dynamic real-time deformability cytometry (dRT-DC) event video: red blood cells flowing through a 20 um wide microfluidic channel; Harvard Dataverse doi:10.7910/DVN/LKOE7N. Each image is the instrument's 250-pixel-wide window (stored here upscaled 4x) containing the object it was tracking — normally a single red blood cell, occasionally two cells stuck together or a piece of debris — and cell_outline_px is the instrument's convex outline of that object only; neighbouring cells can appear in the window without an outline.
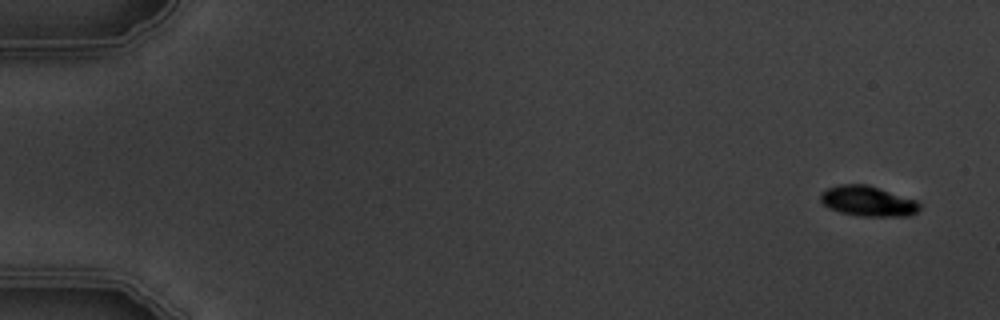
{"species": "common noctule bat (a hibernating species)", "species_latin": "Nyctalus noctula", "temperature_condition": "warm", "stored_images_in_passage": 6, "camera_frame_rate_fps": 3000, "um_per_image_px": 0.085, "animal": {"sex": "male", "body_mass_g": 19.5, "forearm_length_mm": 54.6}, "frame": {"image": 1, "passage_image": 1, "time_ms": 0.0, "image_size_px": [1000, 320], "cell_outline_px": [[920, 208], [916, 212], [908, 216], [860, 216], [840, 212], [828, 208], [820, 200], [820, 196], [828, 188], [840, 184], [868, 184], [916, 200], [920, 204]], "centroid_in_image_um": [73.78, 17.1], "position_along_channel_um": 11.2, "area_um2": 17.4}}
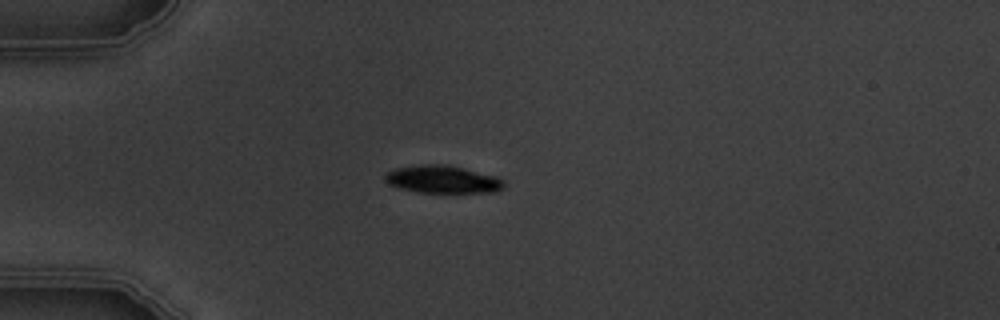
{"frame": {"image": 2, "passage_image": 4, "time_ms": 4.333, "image_size_px": [1000, 320], "cell_outline_px": [[504, 188], [496, 192], [416, 192], [400, 188], [388, 184], [384, 180], [384, 176], [388, 172], [396, 168], [420, 164], [448, 164], [496, 176], [504, 180]], "centroid_in_image_um": [37.62, 15.24], "position_along_channel_um": 47.4, "area_um2": 19.25}}
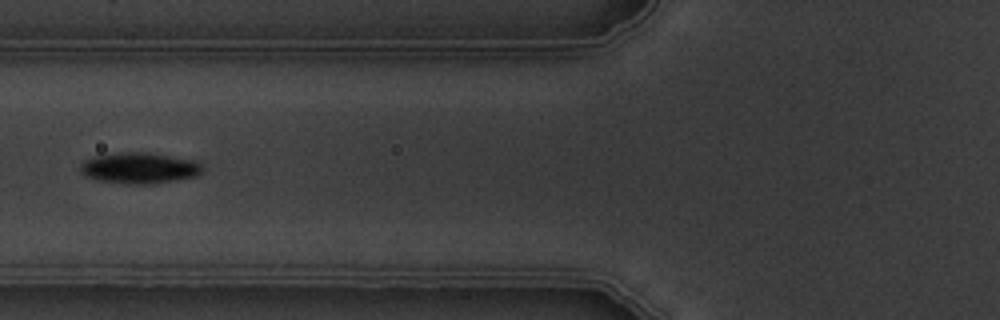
{"frame": {"image": 3, "passage_image": 6, "time_ms": 6.667, "image_size_px": [1000, 320], "cell_outline_px": [[204, 168], [200, 176], [152, 184], [124, 184], [96, 180], [84, 176], [80, 172], [80, 164], [84, 160], [92, 156], [124, 152], [144, 152], [196, 160]], "centroid_in_image_um": [11.84, 14.29], "position_along_channel_um": 114.0, "area_um2": 22.43}}